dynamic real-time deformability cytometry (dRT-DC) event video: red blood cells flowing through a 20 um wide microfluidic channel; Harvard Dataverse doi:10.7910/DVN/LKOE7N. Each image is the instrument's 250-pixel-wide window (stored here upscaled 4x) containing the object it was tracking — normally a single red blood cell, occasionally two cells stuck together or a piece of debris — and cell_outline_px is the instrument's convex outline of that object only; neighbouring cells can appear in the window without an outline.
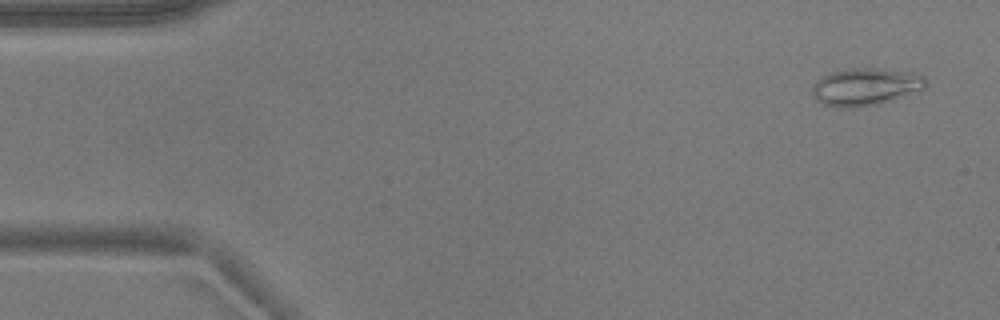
{"species": "common noctule bat (a hibernating species)", "species_latin": "Nyctalus noctula", "temperature_condition": "warm", "stored_images_in_passage": 13, "camera_frame_rate_fps": 3000, "um_per_image_px": 0.085, "animal": {"sex": "male", "body_mass_g": 17.9}, "frame": {"image": 1, "passage_image": 3, "time_ms": 0.667, "image_size_px": [1000, 320], "cell_outline_px": [[928, 84], [924, 88], [892, 100], [880, 104], [852, 108], [836, 108], [824, 104], [816, 100], [812, 96], [812, 84], [816, 80], [832, 72], [852, 68], [872, 68], [912, 72], [924, 76], [928, 80]], "centroid_in_image_um": [73.55, 7.39], "position_along_channel_um": 11.4, "area_um2": 24.91}}